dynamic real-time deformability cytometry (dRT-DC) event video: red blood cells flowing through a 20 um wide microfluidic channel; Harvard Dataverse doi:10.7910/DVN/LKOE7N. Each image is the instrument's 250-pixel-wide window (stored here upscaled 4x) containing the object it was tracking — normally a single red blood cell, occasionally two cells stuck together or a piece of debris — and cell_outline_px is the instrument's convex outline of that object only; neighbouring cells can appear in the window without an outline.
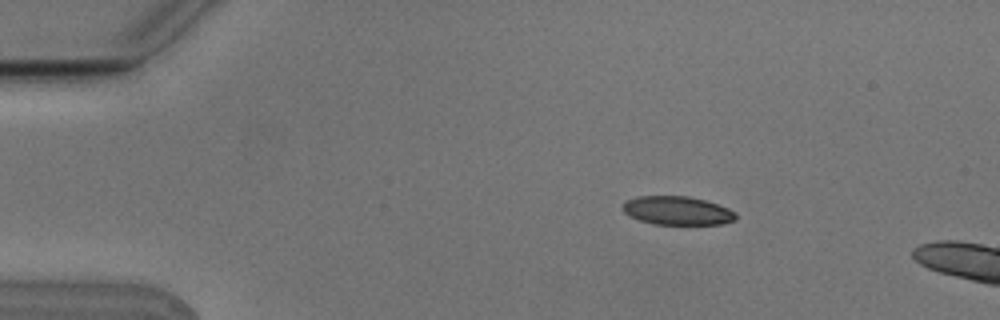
{"species": "Egyptian fruit bat (a non-hibernating species)", "species_latin": "Rousettus aegyptiacus", "temperature_condition": "cold", "stored_images_in_passage": 3, "camera_frame_rate_fps": 3000, "um_per_image_px": 0.085, "animal": {"sex": "male"}, "frame": {"image": 1, "passage_image": 1, "time_ms": 0.0, "image_size_px": [1000, 320], "cell_outline_px": [[736, 220], [720, 224], [652, 224], [628, 216], [620, 208], [620, 204], [624, 200], [636, 196], [688, 196], [704, 200], [728, 208], [736, 212]], "centroid_in_image_um": [57.49, 17.89], "position_along_channel_um": 27.5, "area_um2": 19.07}}